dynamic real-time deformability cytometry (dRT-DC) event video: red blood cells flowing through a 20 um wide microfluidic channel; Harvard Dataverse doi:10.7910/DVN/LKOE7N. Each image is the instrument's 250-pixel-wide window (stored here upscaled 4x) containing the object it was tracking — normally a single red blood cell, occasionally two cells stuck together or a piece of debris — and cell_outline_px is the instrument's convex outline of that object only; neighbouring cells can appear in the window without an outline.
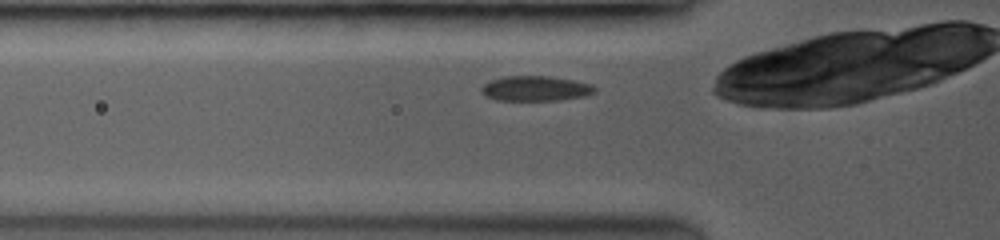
{"species": "common noctule bat (a hibernating species)", "species_latin": "Nyctalus noctula", "temperature_condition": "room temperature", "stored_images_in_passage": 33, "camera_frame_rate_fps": 3500, "um_per_image_px": 0.085, "animal": {"sex": "female", "body_mass_g": 19.0, "forearm_length_mm": 53.3}, "frame": {"image": 1, "passage_image": 2, "time_ms": 0.286, "image_size_px": [1000, 240], "cell_outline_px": [[596, 88], [592, 92], [580, 96], [556, 100], [500, 100], [488, 96], [480, 92], [480, 88], [484, 84], [492, 80], [504, 76], [548, 76], [572, 80], [592, 84]], "centroid_in_image_um": [45.47, 7.51], "position_along_channel_um": 80.3, "area_um2": 16.13}}
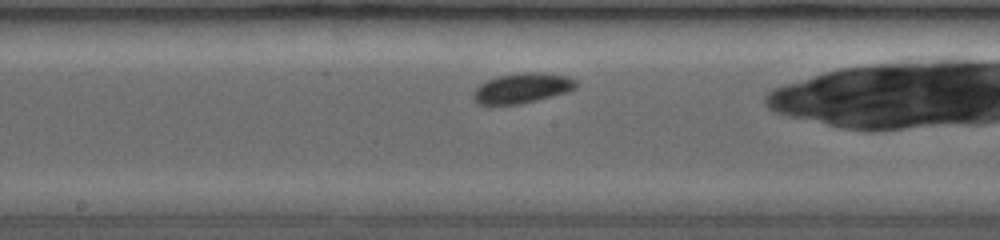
{"frame": {"image": 2, "passage_image": 14, "time_ms": 3.429, "image_size_px": [1000, 240], "cell_outline_px": [[576, 88], [564, 92], [516, 104], [480, 104], [476, 100], [476, 88], [480, 84], [488, 80], [500, 76], [524, 72], [540, 72], [568, 76], [576, 80]], "centroid_in_image_um": [44.42, 7.46], "position_along_channel_um": 203.8, "area_um2": 17.17}}
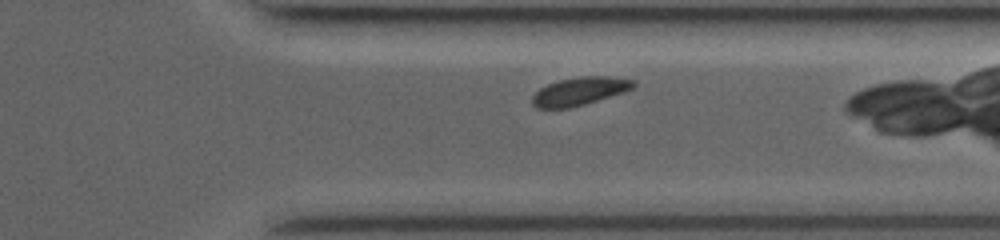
{"frame": {"image": 3, "passage_image": 29, "time_ms": 7.429, "image_size_px": [1000, 240], "cell_outline_px": [[636, 84], [632, 88], [584, 104], [568, 108], [536, 108], [532, 104], [532, 96], [540, 88], [548, 84], [560, 80], [580, 76], [608, 76], [632, 80]], "centroid_in_image_um": [49.2, 7.75], "position_along_channel_um": 362.2, "area_um2": 16.13}}